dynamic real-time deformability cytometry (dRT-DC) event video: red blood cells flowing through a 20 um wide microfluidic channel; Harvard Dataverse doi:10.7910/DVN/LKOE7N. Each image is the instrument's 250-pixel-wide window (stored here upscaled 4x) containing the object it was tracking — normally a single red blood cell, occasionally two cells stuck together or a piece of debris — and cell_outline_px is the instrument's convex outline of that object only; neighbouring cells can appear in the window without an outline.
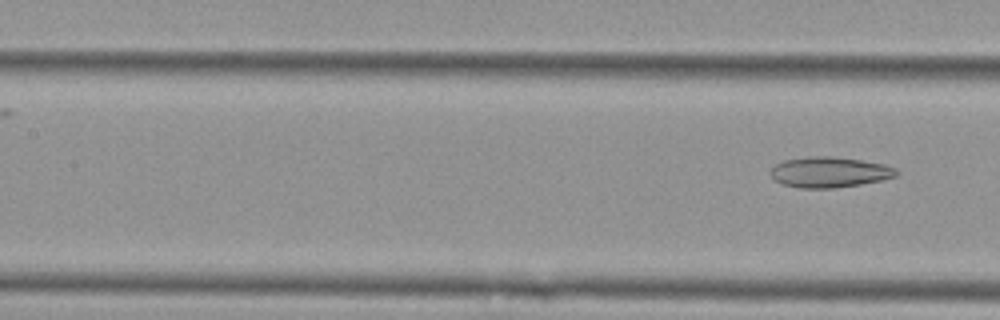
{"species": "Egyptian fruit bat (a non-hibernating species)", "species_latin": "Rousettus aegyptiacus", "temperature_condition": "cold", "stored_images_in_passage": 5, "segment_of_instrument_passage": [2, 2], "camera_frame_rate_fps": 3000, "um_per_image_px": 0.085, "animal": {"sex": "female"}, "frame": {"image": 1, "passage_image": 5, "time_ms": 1.333, "image_size_px": [1000, 320], "cell_outline_px": [[900, 172], [896, 176], [884, 180], [836, 188], [800, 188], [784, 184], [776, 180], [768, 172], [776, 164], [784, 160], [808, 156], [832, 156], [860, 160], [884, 164], [896, 168]], "centroid_in_image_um": [70.53, 14.63], "position_along_channel_um": 136.9, "area_um2": 22.48}}